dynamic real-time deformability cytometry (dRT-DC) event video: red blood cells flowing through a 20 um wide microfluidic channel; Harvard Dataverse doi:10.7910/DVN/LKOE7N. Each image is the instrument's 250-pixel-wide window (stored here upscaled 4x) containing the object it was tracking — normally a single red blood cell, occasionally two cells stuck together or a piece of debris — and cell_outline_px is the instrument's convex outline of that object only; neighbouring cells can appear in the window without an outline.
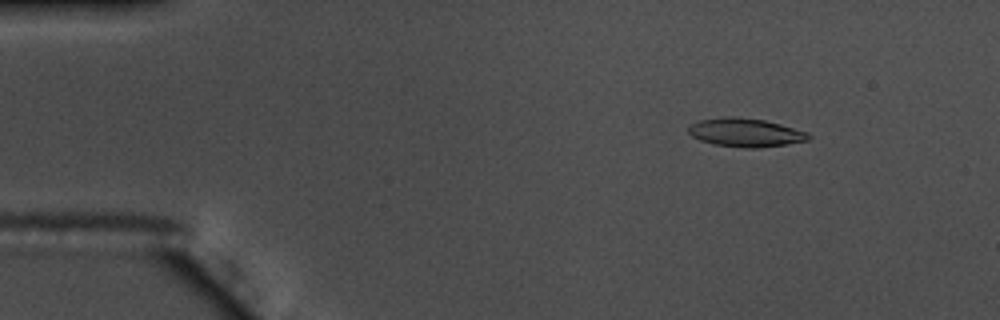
{"species": "common noctule bat (a hibernating species)", "species_latin": "Nyctalus noctula", "temperature_condition": "warm", "stored_images_in_passage": 49, "camera_frame_rate_fps": 3000, "um_per_image_px": 0.085, "animal": {"sex": "male", "body_mass_g": 17.5, "forearm_length_mm": 52.3}, "frame": {"image": 1, "passage_image": 1, "time_ms": 0.0, "image_size_px": [1000, 320], "cell_outline_px": [[812, 136], [808, 140], [788, 144], [756, 148], [744, 148], [712, 144], [700, 140], [692, 136], [688, 132], [688, 128], [692, 124], [700, 120], [724, 116], [736, 116], [764, 120], [780, 124], [808, 132]], "centroid_in_image_um": [63.37, 11.26], "position_along_channel_um": 21.6, "area_um2": 20.06}}
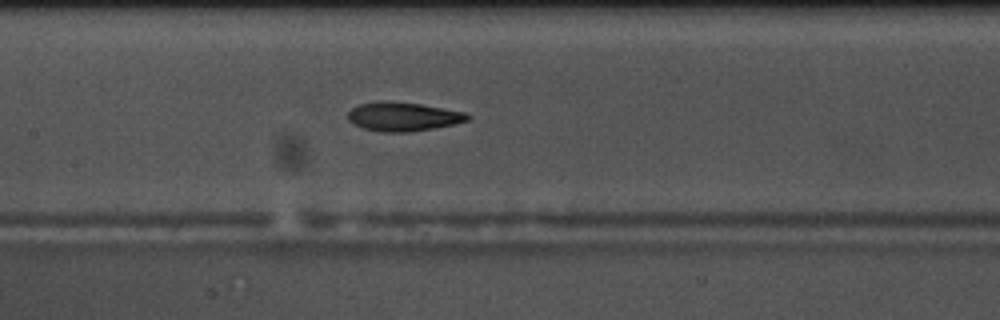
{"frame": {"image": 2, "passage_image": 20, "time_ms": 6.333, "image_size_px": [1000, 320], "cell_outline_px": [[472, 116], [468, 120], [456, 124], [408, 132], [380, 132], [364, 128], [352, 124], [348, 120], [348, 112], [352, 108], [360, 104], [420, 104], [464, 112]], "centroid_in_image_um": [34.3, 9.97], "position_along_channel_um": 173.1, "area_um2": 19.25}}
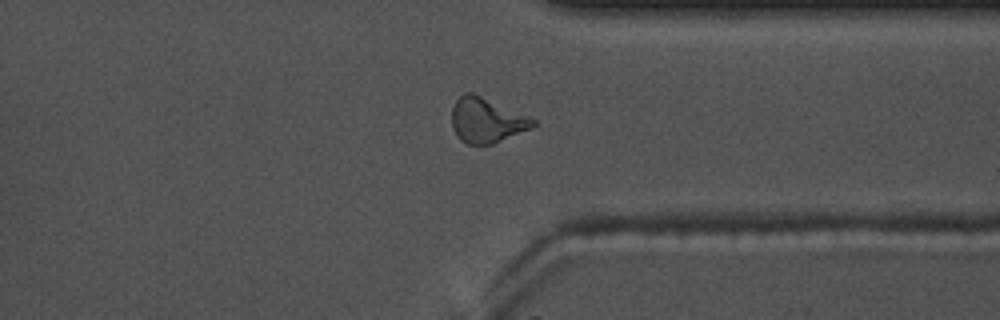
{"frame": {"image": 3, "passage_image": 36, "time_ms": 11.667, "image_size_px": [1000, 320], "cell_outline_px": [[536, 124], [532, 128], [492, 144], [468, 144], [460, 140], [456, 136], [452, 128], [452, 108], [456, 100], [464, 92], [472, 92], [536, 120]], "centroid_in_image_um": [41.32, 10.23], "position_along_channel_um": 370.1, "area_um2": 21.04}, "authors_computed_cell_mechanics": {"area_um2": 20.1144, "velocity_mm_per_s": 3.7168, "shape_relaxation_time_tau1_ms": 5.4349, "shape_relaxation_time_tau2_ms": 2.311, "deformation_change_tau1": 0.2051, "deformation_change_tau2": 0.1038}}